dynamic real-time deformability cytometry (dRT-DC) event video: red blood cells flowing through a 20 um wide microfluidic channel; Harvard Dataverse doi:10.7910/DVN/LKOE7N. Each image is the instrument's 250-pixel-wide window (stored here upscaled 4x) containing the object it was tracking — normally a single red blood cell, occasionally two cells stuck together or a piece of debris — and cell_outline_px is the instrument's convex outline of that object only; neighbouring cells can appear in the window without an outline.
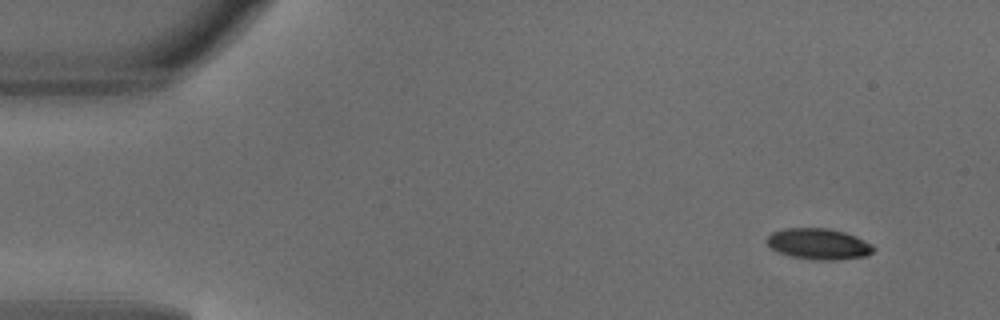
{"species": "common noctule bat (a hibernating species)", "species_latin": "Nyctalus noctula", "temperature_condition": "warm", "stored_images_in_passage": 47, "camera_frame_rate_fps": 3000, "um_per_image_px": 0.085, "animal": {"sex": "male", "body_mass_g": 18.8}, "frame": {"image": 1, "passage_image": 3, "time_ms": 0.667, "image_size_px": [1000, 320], "cell_outline_px": [[876, 248], [868, 256], [836, 260], [812, 260], [792, 256], [780, 252], [772, 248], [764, 240], [772, 232], [784, 228], [828, 228], [844, 232], [856, 236], [872, 244]], "centroid_in_image_um": [69.6, 20.73], "position_along_channel_um": 15.4, "area_um2": 19.36}}
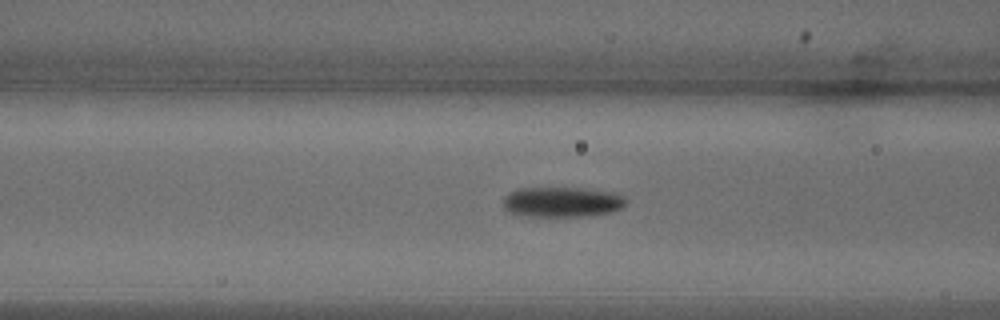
{"frame": {"image": 2, "passage_image": 18, "time_ms": 5.667, "image_size_px": [1000, 320], "cell_outline_px": [[624, 204], [620, 208], [612, 212], [592, 216], [532, 216], [512, 212], [504, 208], [504, 196], [508, 192], [516, 188], [584, 188], [624, 196]], "centroid_in_image_um": [47.73, 17.17], "position_along_channel_um": 118.9, "area_um2": 21.27}}
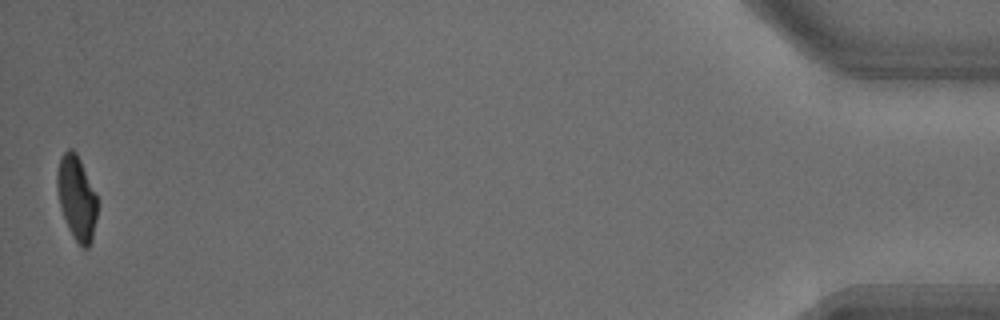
{"frame": {"image": 3, "passage_image": 47, "time_ms": 15.333, "image_size_px": [1000, 320], "cell_outline_px": [[96, 220], [92, 240], [88, 248], [84, 248], [72, 236], [68, 228], [60, 204], [56, 188], [56, 176], [60, 156], [68, 148], [72, 148], [76, 152], [80, 160], [96, 196]], "centroid_in_image_um": [6.49, 16.8], "position_along_channel_um": 428.7, "area_um2": 19.42}, "authors_computed_cell_mechanics": {"area_um2": 21.386, "velocity_mm_per_s": 4.1589, "shape_relaxation_time_tau1_ms": 2.7318, "shape_relaxation_time_tau2_ms": null, "deformation_change_tau1": 0.1568, "deformation_change_tau2": null}}